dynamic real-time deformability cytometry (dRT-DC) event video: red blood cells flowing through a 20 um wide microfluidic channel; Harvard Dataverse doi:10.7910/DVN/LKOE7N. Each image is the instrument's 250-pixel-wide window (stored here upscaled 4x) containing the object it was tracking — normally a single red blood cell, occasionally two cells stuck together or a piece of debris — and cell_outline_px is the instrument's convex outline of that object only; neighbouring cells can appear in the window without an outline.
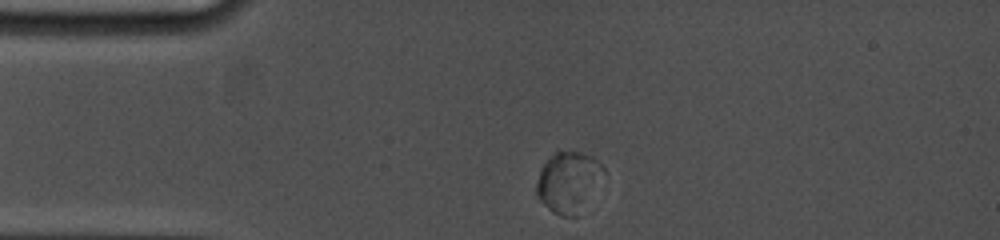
{"species": "common noctule bat (a hibernating species)", "species_latin": "Nyctalus noctula", "temperature_condition": "cold", "stored_images_in_passage": 24, "camera_frame_rate_fps": 5000, "um_per_image_px": 0.085, "animal": {"sex": "female", "body_mass_g": 19.0, "forearm_length_mm": 53.3}, "frame": {"image": 1, "passage_image": 1, "time_ms": 0.0, "image_size_px": [1000, 240], "cell_outline_px": [[604, 172], [576, 216], [560, 216], [552, 212], [540, 200], [536, 192], [536, 184], [540, 168], [556, 148], [580, 152], [592, 156], [604, 168]], "centroid_in_image_um": [48.24, 15.39], "position_along_channel_um": 36.8, "area_um2": 23.35}}
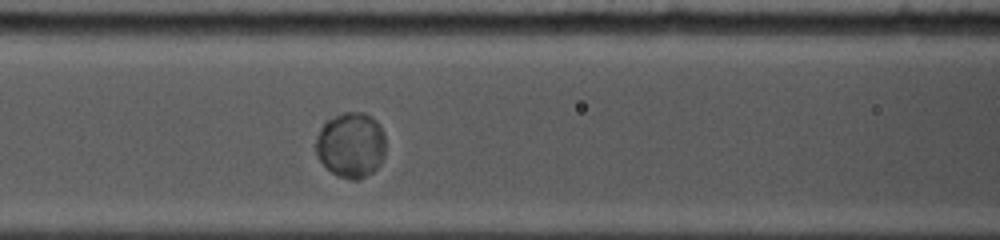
{"frame": {"image": 2, "passage_image": 14, "time_ms": 3.6, "image_size_px": [1000, 240], "cell_outline_px": [[384, 156], [380, 164], [372, 172], [356, 180], [352, 180], [340, 176], [332, 172], [316, 156], [316, 136], [320, 128], [328, 120], [344, 112], [364, 112], [372, 116], [380, 124], [384, 132]], "centroid_in_image_um": [29.84, 12.3], "position_along_channel_um": 136.8, "area_um2": 26.53}}
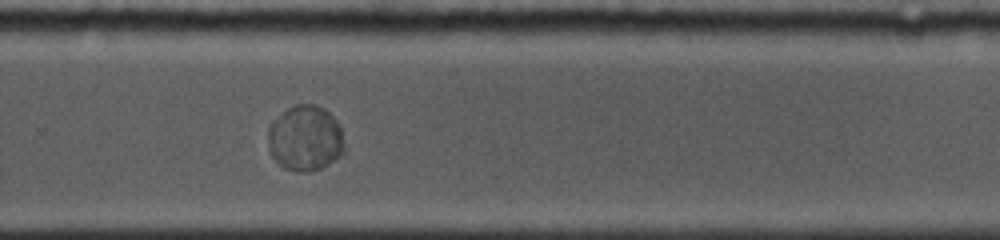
{"frame": {"image": 3, "passage_image": 24, "time_ms": 8.2, "image_size_px": [1000, 240], "cell_outline_px": [[344, 152], [328, 164], [320, 168], [308, 172], [296, 172], [284, 168], [272, 156], [268, 148], [268, 128], [272, 120], [288, 108], [296, 104], [316, 104], [324, 108], [340, 124], [344, 144]], "centroid_in_image_um": [25.93, 11.74], "position_along_channel_um": 303.9, "area_um2": 29.36}}